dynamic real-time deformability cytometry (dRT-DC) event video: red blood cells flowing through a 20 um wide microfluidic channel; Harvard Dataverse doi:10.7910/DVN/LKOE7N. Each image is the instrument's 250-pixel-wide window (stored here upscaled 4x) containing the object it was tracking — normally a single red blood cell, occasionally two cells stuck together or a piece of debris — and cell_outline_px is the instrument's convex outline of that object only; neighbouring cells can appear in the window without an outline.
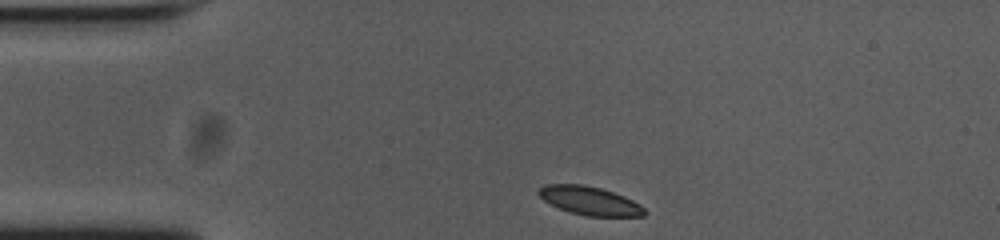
{"species": "common noctule bat (a hibernating species)", "species_latin": "Nyctalus noctula", "temperature_condition": "cold", "stored_images_in_passage": 35, "camera_frame_rate_fps": 3000, "um_per_image_px": 0.085, "animal": {"sex": "female", "body_mass_g": 23.0, "forearm_length_mm": 53.4}, "frame": {"image": 1, "passage_image": 1, "time_ms": 0.0, "image_size_px": [1000, 240], "cell_outline_px": [[648, 212], [644, 216], [588, 216], [568, 212], [544, 200], [536, 192], [540, 188], [548, 184], [580, 184], [600, 188], [624, 196], [640, 204]], "centroid_in_image_um": [50.15, 17.07], "position_along_channel_um": 34.8, "area_um2": 17.46}}
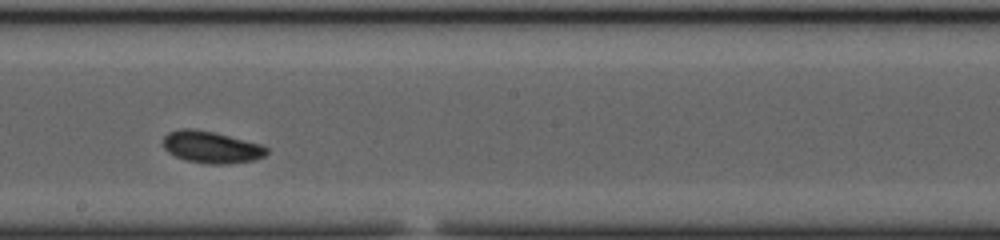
{"frame": {"image": 2, "passage_image": 20, "time_ms": 6.333, "image_size_px": [1000, 240], "cell_outline_px": [[268, 152], [264, 156], [252, 160], [224, 164], [208, 164], [184, 160], [168, 152], [164, 148], [164, 136], [168, 132], [180, 128], [192, 128], [212, 132], [260, 144], [268, 148]], "centroid_in_image_um": [17.92, 12.51], "position_along_channel_um": 230.3, "area_um2": 19.02}}
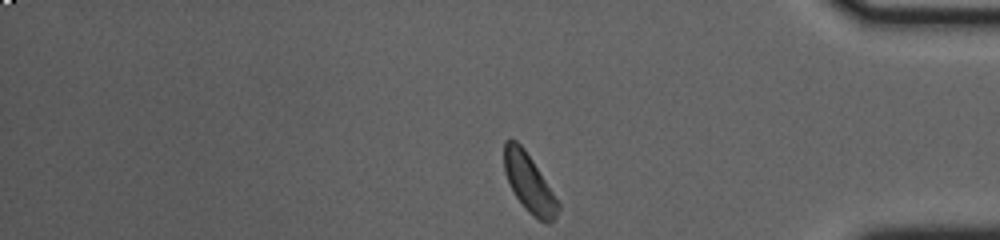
{"frame": {"image": 3, "passage_image": 35, "time_ms": 11.333, "image_size_px": [1000, 240], "cell_outline_px": [[560, 208], [556, 216], [548, 224], [532, 216], [524, 208], [516, 196], [504, 172], [504, 140], [516, 140], [524, 148], [560, 200]], "centroid_in_image_um": [45.01, 15.58], "position_along_channel_um": 390.2, "area_um2": 18.44}, "authors_computed_cell_mechanics": {"area_um2": 18.785, "velocity_mm_per_s": 3.6952, "shape_relaxation_time_tau1_ms": null, "shape_relaxation_time_tau2_ms": 9.8823, "deformation_change_tau1": null, "deformation_change_tau2": 0.1274}}